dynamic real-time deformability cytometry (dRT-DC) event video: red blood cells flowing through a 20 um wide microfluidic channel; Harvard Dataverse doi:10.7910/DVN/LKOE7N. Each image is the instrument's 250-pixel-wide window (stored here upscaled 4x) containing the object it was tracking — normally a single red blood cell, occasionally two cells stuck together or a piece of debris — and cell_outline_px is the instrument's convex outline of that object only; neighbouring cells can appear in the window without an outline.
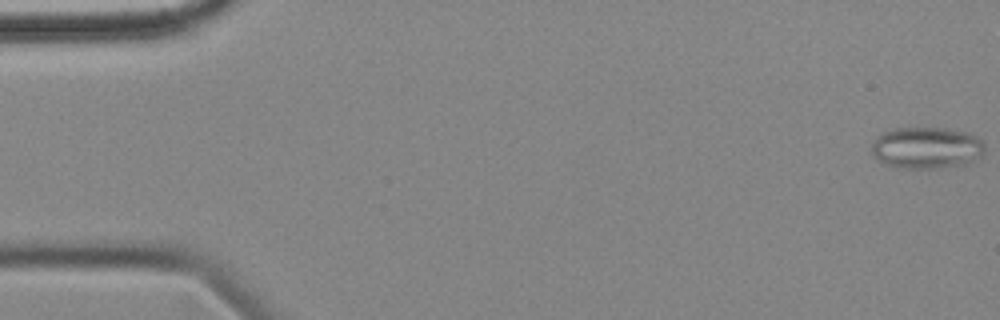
{"species": "common noctule bat (a hibernating species)", "species_latin": "Nyctalus noctula", "temperature_condition": "cold", "stored_images_in_passage": 57, "camera_frame_rate_fps": 3000, "um_per_image_px": 0.085, "animal": {"sex": "female", "body_mass_g": 18.4}, "frame": {"image": 1, "passage_image": 1, "time_ms": 0.0, "image_size_px": [1000, 320], "cell_outline_px": [[984, 152], [980, 156], [964, 164], [940, 168], [900, 168], [888, 164], [872, 156], [872, 144], [876, 136], [880, 132], [892, 128], [944, 128], [964, 132], [984, 140]], "centroid_in_image_um": [78.72, 12.55], "position_along_channel_um": 6.3, "area_um2": 27.46}}
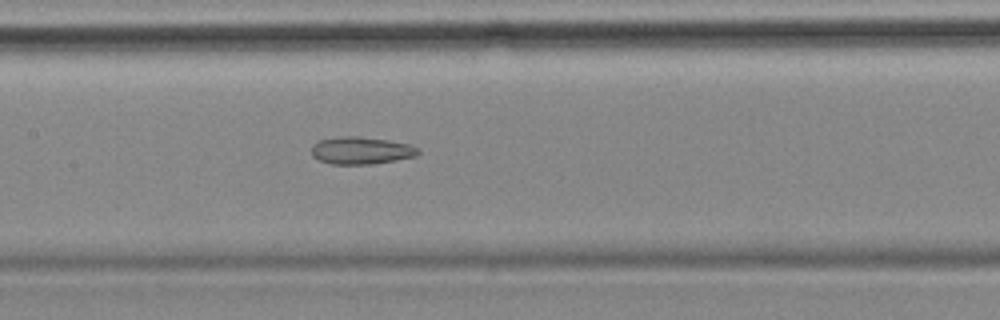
{"frame": {"image": 2, "passage_image": 27, "time_ms": 8.667, "image_size_px": [1000, 320], "cell_outline_px": [[420, 152], [416, 156], [396, 160], [372, 164], [332, 164], [320, 160], [312, 156], [312, 144], [320, 140], [340, 136], [356, 136], [388, 140], [412, 144], [420, 148]], "centroid_in_image_um": [30.73, 12.79], "position_along_channel_um": 176.7, "area_um2": 17.11}}
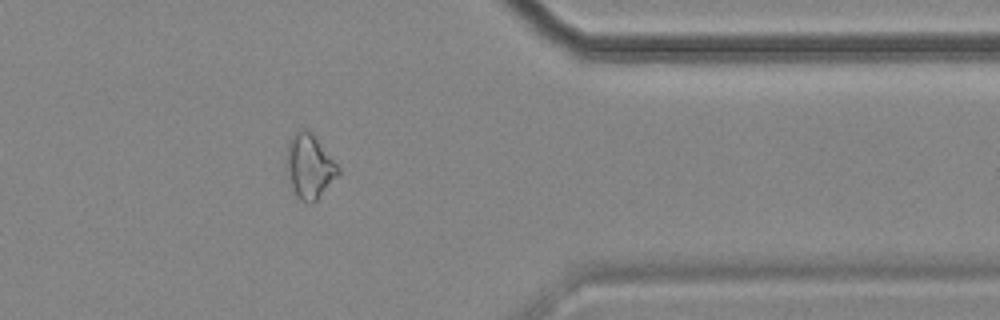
{"frame": {"image": 3, "passage_image": 46, "time_ms": 15.0, "image_size_px": [1000, 320], "cell_outline_px": [[340, 172], [316, 200], [312, 204], [308, 204], [300, 200], [296, 196], [284, 164], [284, 160], [288, 144], [292, 136], [296, 132], [304, 128], [312, 132], [340, 168]], "centroid_in_image_um": [26.27, 14.13], "position_along_channel_um": 385.1, "area_um2": 19.31}, "authors_computed_cell_mechanics": {"area_um2": 20.519, "velocity_mm_per_s": 3.5411, "shape_relaxation_time_tau1_ms": null, "shape_relaxation_time_tau2_ms": 7.8032, "deformation_change_tau1": null, "deformation_change_tau2": 0.1662}}